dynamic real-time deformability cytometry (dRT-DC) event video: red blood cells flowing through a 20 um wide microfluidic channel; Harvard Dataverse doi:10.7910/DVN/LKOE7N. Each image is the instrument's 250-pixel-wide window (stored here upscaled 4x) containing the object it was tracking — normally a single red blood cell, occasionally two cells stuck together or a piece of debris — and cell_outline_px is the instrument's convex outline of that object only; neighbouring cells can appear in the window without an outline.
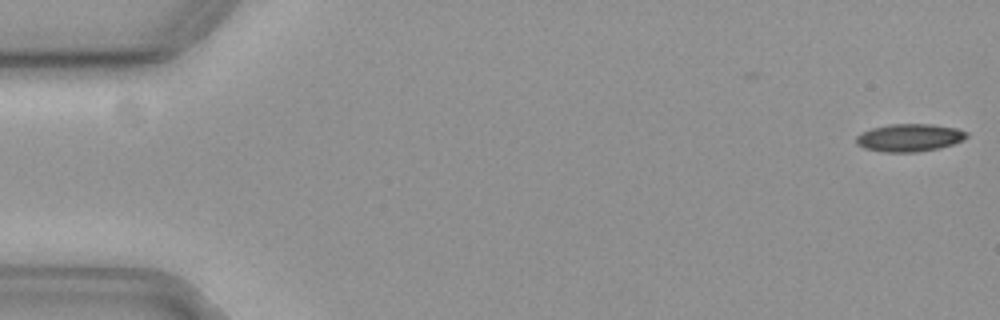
{"species": "common noctule bat (a hibernating species)", "species_latin": "Nyctalus noctula", "temperature_condition": "cold", "stored_images_in_passage": 49, "camera_frame_rate_fps": 3000, "um_per_image_px": 0.085, "animal": {"sex": "female", "body_mass_g": 19.3, "forearm_length_mm": 54.1}, "frame": {"image": 1, "passage_image": 1, "time_ms": 0.0, "image_size_px": [1000, 320], "cell_outline_px": [[968, 136], [952, 144], [936, 148], [916, 152], [884, 152], [864, 148], [856, 144], [856, 136], [872, 128], [892, 124], [928, 124], [956, 128], [968, 132]], "centroid_in_image_um": [77.27, 11.7], "position_along_channel_um": 7.7, "area_um2": 17.51}}
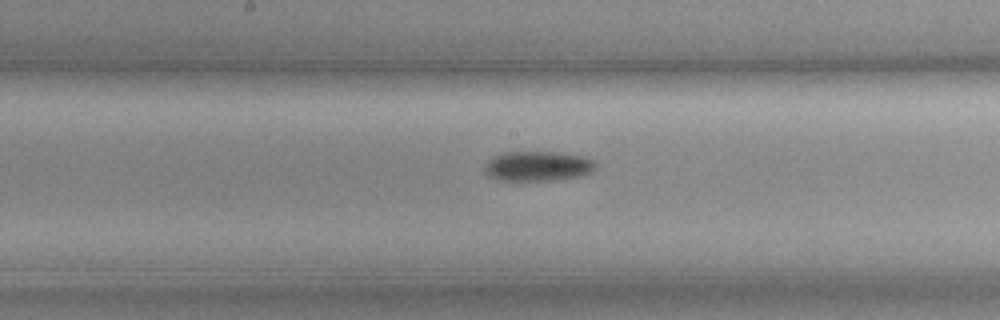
{"frame": {"image": 2, "passage_image": 29, "time_ms": 9.333, "image_size_px": [1000, 320], "cell_outline_px": [[596, 164], [592, 172], [576, 176], [548, 180], [496, 180], [488, 176], [484, 172], [484, 164], [492, 156], [504, 152], [552, 152], [584, 156], [592, 160]], "centroid_in_image_um": [45.63, 14.11], "position_along_channel_um": 202.6, "area_um2": 19.19}}
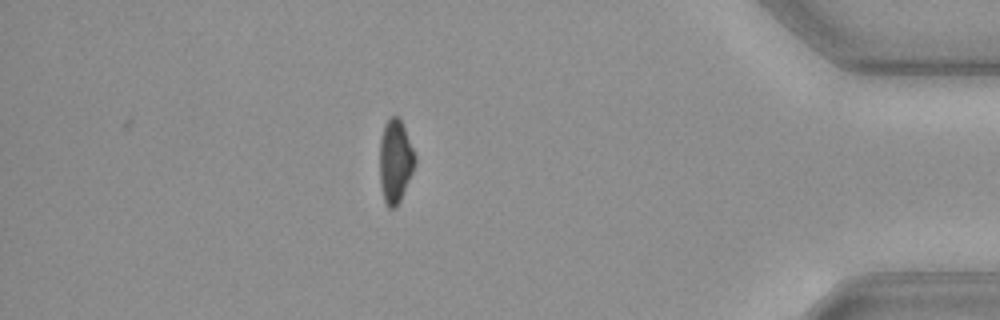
{"frame": {"image": 3, "passage_image": 49, "time_ms": 16.0, "image_size_px": [1000, 320], "cell_outline_px": [[416, 160], [412, 172], [400, 200], [396, 208], [388, 208], [384, 200], [380, 184], [380, 140], [384, 124], [392, 116], [400, 116], [416, 156]], "centroid_in_image_um": [33.59, 13.68], "position_along_channel_um": 401.6, "area_um2": 17.11}}